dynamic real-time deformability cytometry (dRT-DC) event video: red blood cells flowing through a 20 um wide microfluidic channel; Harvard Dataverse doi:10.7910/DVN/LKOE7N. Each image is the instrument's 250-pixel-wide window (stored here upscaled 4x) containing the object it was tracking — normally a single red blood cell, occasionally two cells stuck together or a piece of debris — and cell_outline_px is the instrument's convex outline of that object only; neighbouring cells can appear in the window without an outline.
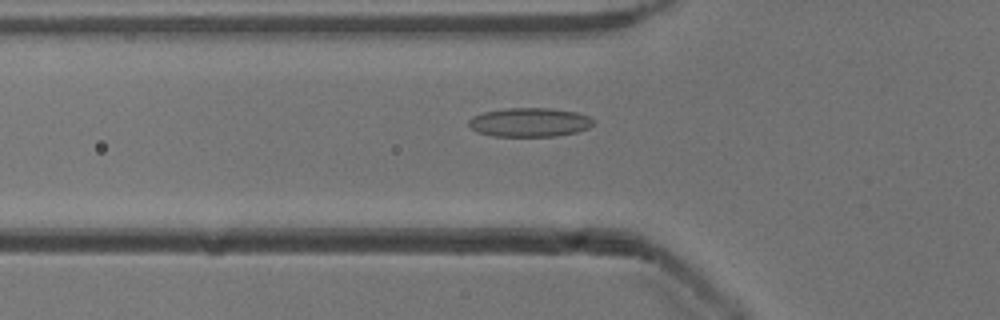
{"species": "common noctule bat (a hibernating species)", "species_latin": "Nyctalus noctula", "temperature_condition": "cold", "stored_images_in_passage": 48, "camera_frame_rate_fps": 3000, "um_per_image_px": 0.085, "animal": {"sex": "male", "body_mass_g": 13.3}, "frame": {"image": 1, "passage_image": 14, "time_ms": 4.333, "image_size_px": [1000, 320], "cell_outline_px": [[592, 124], [588, 128], [576, 132], [556, 136], [492, 136], [476, 132], [468, 124], [468, 120], [472, 116], [484, 112], [504, 108], [552, 108], [576, 112], [588, 116], [592, 120]], "centroid_in_image_um": [44.97, 10.39], "position_along_channel_um": 80.8, "area_um2": 21.04}}
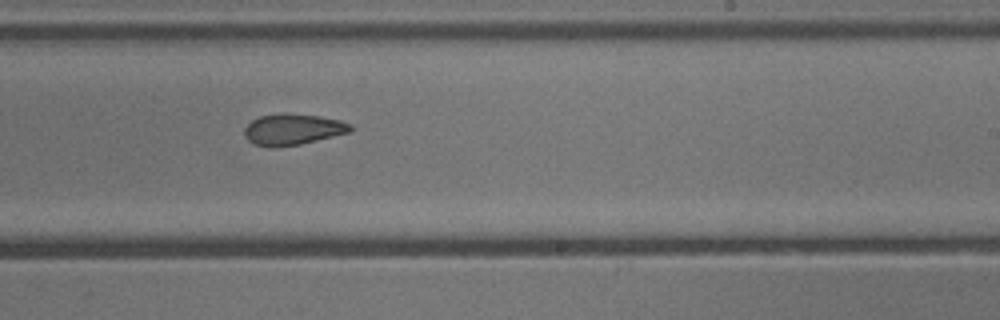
{"frame": {"image": 2, "passage_image": 28, "time_ms": 9.0, "image_size_px": [1000, 320], "cell_outline_px": [[352, 132], [300, 144], [252, 144], [244, 136], [244, 128], [252, 120], [260, 116], [280, 112], [284, 112], [320, 116], [340, 120], [352, 124]], "centroid_in_image_um": [24.93, 10.94], "position_along_channel_um": 264.1, "area_um2": 18.9}}
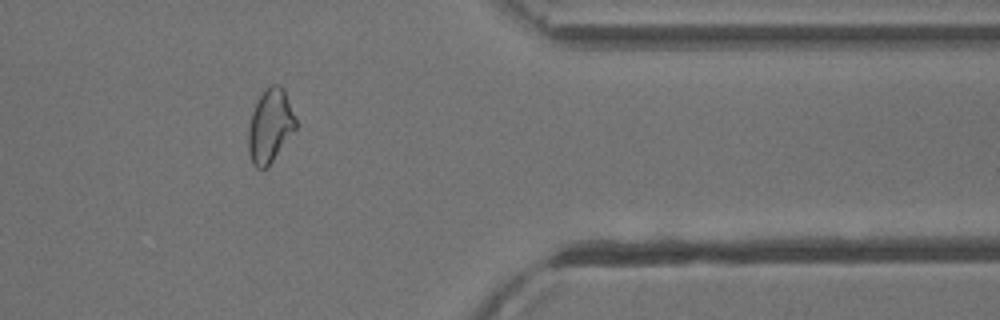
{"frame": {"image": 3, "passage_image": 39, "time_ms": 12.667, "image_size_px": [1000, 320], "cell_outline_px": [[296, 128], [268, 168], [256, 168], [252, 164], [248, 152], [248, 128], [252, 112], [260, 96], [268, 84], [280, 84], [284, 88], [296, 120]], "centroid_in_image_um": [22.95, 10.71], "position_along_channel_um": 388.5, "area_um2": 20.4}, "authors_computed_cell_mechanics": {"area_um2": 20.3456, "velocity_mm_per_s": 3.9031, "shape_relaxation_time_tau1_ms": null, "shape_relaxation_time_tau2_ms": 3.3403, "deformation_change_tau1": null, "deformation_change_tau2": 0.0972}}